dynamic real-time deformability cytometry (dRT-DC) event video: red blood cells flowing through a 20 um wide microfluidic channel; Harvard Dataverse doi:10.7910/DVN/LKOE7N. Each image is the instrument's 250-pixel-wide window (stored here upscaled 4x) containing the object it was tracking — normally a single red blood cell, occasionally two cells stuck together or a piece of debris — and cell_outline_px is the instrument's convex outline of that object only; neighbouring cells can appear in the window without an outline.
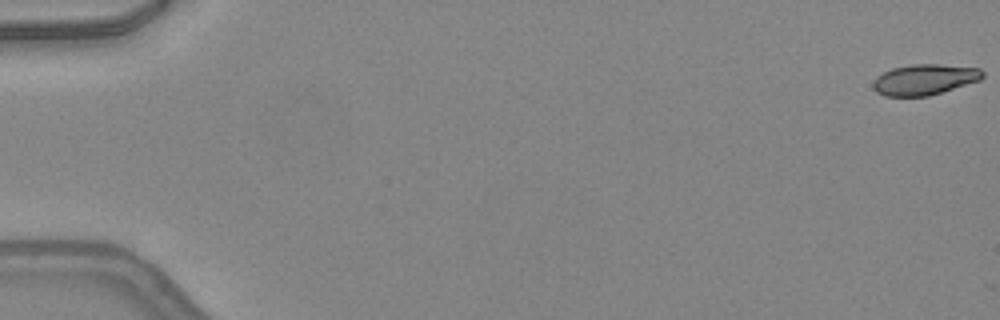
{"species": "common noctule bat (a hibernating species)", "species_latin": "Nyctalus noctula", "temperature_condition": "warm", "stored_images_in_passage": 50, "camera_frame_rate_fps": 3000, "um_per_image_px": 0.085, "animal": {"sex": "female", "body_mass_g": 24.6, "forearm_length_mm": 56.2}, "frame": {"image": 1, "passage_image": 1, "time_ms": 0.0, "image_size_px": [1000, 320], "cell_outline_px": [[984, 76], [980, 80], [928, 96], [884, 96], [876, 92], [872, 88], [872, 84], [876, 76], [892, 68], [912, 64], [940, 64], [980, 68], [984, 72]], "centroid_in_image_um": [78.56, 6.76], "position_along_channel_um": 6.4, "area_um2": 19.65}}
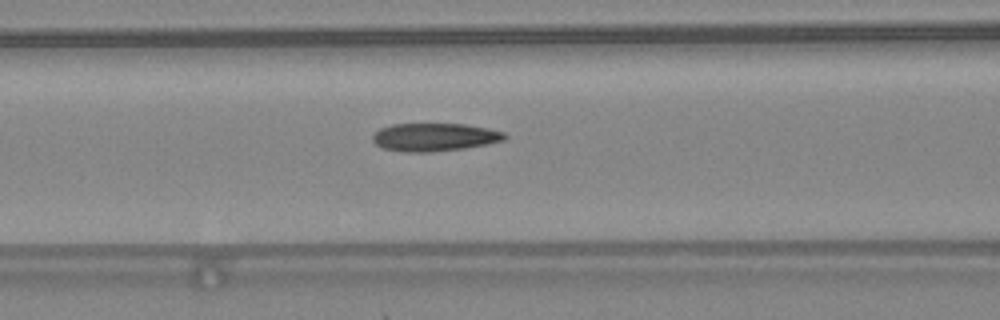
{"frame": {"image": 2, "passage_image": 22, "time_ms": 7.0, "image_size_px": [1000, 320], "cell_outline_px": [[508, 136], [504, 140], [488, 144], [464, 148], [432, 152], [400, 152], [380, 148], [372, 140], [372, 136], [380, 128], [392, 124], [464, 124], [488, 128], [504, 132]], "centroid_in_image_um": [36.91, 11.66], "position_along_channel_um": 129.7, "area_um2": 21.73}}
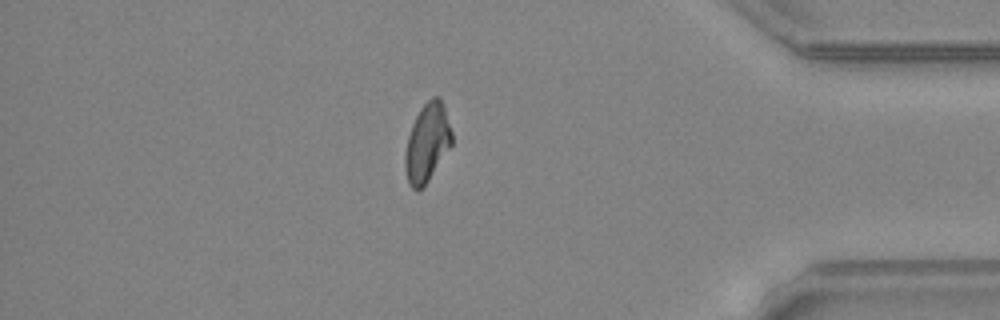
{"frame": {"image": 3, "passage_image": 43, "time_ms": 14.0, "image_size_px": [1000, 320], "cell_outline_px": [[452, 144], [428, 180], [420, 188], [412, 188], [408, 184], [404, 168], [404, 156], [408, 136], [412, 124], [420, 108], [432, 96], [440, 96], [444, 104], [452, 132]], "centroid_in_image_um": [36.3, 12.08], "position_along_channel_um": 398.9, "area_um2": 21.27}, "authors_computed_cell_mechanics": {"area_um2": 21.3282, "velocity_mm_per_s": 4.2973, "shape_relaxation_time_tau1_ms": null, "shape_relaxation_time_tau2_ms": 2.0342, "deformation_change_tau1": null, "deformation_change_tau2": 0.0816}}